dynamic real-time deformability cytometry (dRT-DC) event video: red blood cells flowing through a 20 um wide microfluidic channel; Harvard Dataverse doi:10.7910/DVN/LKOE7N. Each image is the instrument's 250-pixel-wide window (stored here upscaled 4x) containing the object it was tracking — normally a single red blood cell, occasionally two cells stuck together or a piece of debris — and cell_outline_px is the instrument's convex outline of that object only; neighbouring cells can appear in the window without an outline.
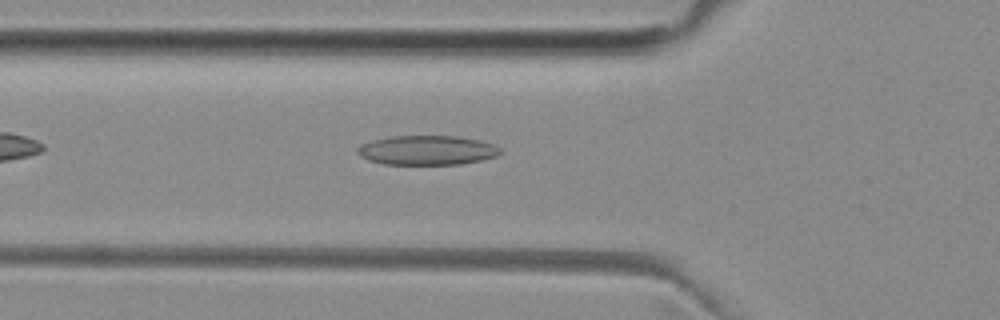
{"species": "common noctule bat (a hibernating species)", "species_latin": "Nyctalus noctula", "temperature_condition": "room temperature", "stored_images_in_passage": 37, "camera_frame_rate_fps": 3000, "um_per_image_px": 0.085, "animal": {"sex": "female", "body_mass_g": 29.2, "forearm_length_mm": 56.3}, "frame": {"image": 1, "passage_image": 3, "time_ms": 0.667, "image_size_px": [1000, 320], "cell_outline_px": [[504, 152], [496, 156], [480, 160], [460, 164], [384, 164], [368, 160], [360, 156], [356, 152], [356, 148], [360, 144], [372, 140], [392, 136], [460, 136], [480, 140], [492, 144], [500, 148]], "centroid_in_image_um": [36.28, 12.76], "position_along_channel_um": 89.5, "area_um2": 24.62}}
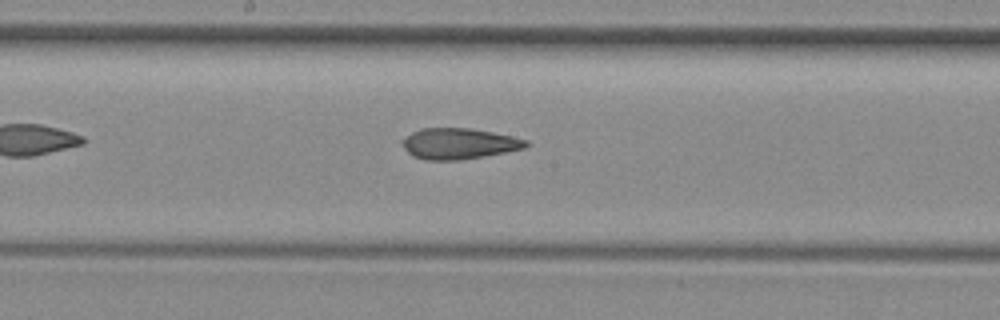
{"frame": {"image": 2, "passage_image": 12, "time_ms": 3.667, "image_size_px": [1000, 320], "cell_outline_px": [[532, 144], [524, 148], [484, 156], [460, 160], [424, 160], [412, 156], [404, 148], [400, 140], [412, 132], [420, 128], [468, 128], [492, 132], [512, 136], [528, 140]], "centroid_in_image_um": [38.99, 12.21], "position_along_channel_um": 209.2, "area_um2": 22.37}}
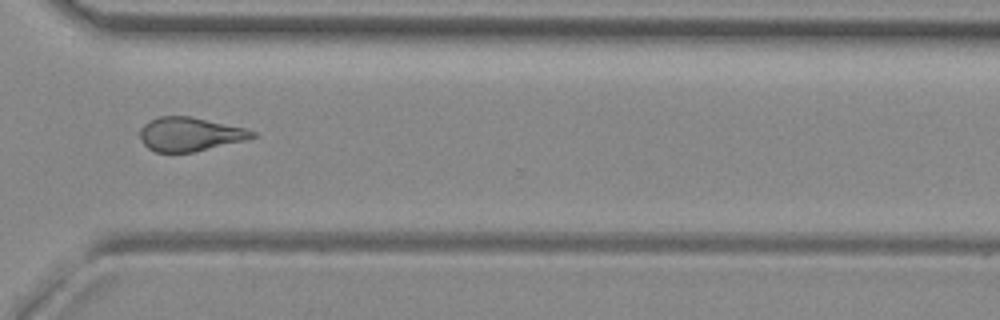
{"frame": {"image": 3, "passage_image": 23, "time_ms": 7.333, "image_size_px": [1000, 320], "cell_outline_px": [[256, 136], [252, 140], [192, 152], [156, 152], [148, 148], [144, 144], [136, 132], [144, 124], [160, 116], [192, 116], [244, 128], [256, 132]], "centroid_in_image_um": [16.16, 11.41], "position_along_channel_um": 354.4, "area_um2": 22.48}, "authors_computed_cell_mechanics": {"area_um2": 22.7154, "velocity_mm_per_s": 3.9694, "shape_relaxation_time_tau1_ms": null, "shape_relaxation_time_tau2_ms": 2.6435, "deformation_change_tau1": null, "deformation_change_tau2": 0.1141}}